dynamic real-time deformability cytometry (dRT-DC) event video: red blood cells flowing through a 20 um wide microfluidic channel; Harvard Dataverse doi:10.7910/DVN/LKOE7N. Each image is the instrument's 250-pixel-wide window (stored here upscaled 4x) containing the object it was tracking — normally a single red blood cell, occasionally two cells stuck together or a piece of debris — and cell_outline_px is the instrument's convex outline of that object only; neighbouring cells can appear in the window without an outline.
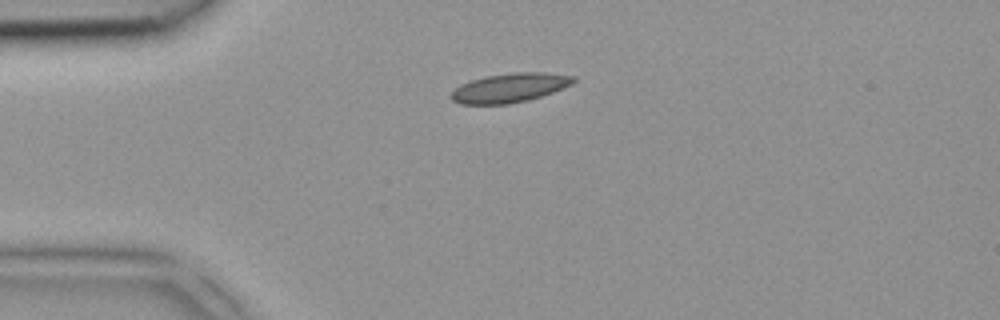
{"species": "common noctule bat (a hibernating species)", "species_latin": "Nyctalus noctula", "temperature_condition": "room temperature", "stored_images_in_passage": 3, "camera_frame_rate_fps": 3000, "um_per_image_px": 0.085, "animal": {"sex": "female", "body_mass_g": 18.4}, "frame": {"image": 1, "passage_image": 3, "time_ms": 0.667, "image_size_px": [1000, 320], "cell_outline_px": [[576, 80], [572, 84], [552, 92], [528, 100], [508, 104], [460, 104], [452, 100], [448, 96], [460, 84], [472, 80], [488, 76], [512, 72], [544, 72], [576, 76]], "centroid_in_image_um": [43.32, 7.46], "position_along_channel_um": 41.7, "area_um2": 20.75}}